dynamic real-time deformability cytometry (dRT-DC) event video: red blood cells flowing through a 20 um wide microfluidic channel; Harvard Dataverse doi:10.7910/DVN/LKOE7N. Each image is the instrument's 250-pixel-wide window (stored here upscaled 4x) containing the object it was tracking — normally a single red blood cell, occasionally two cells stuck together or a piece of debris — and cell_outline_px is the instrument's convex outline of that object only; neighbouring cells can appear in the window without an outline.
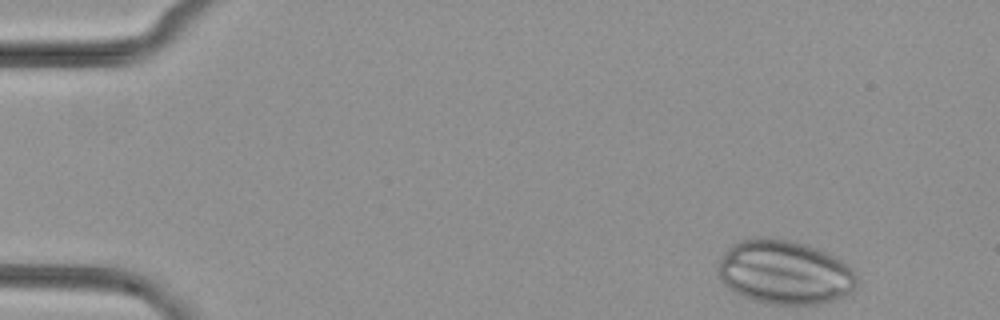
{"species": "common noctule bat (a hibernating species)", "species_latin": "Nyctalus noctula", "temperature_condition": "cold", "stored_images_in_passage": 48, "camera_frame_rate_fps": 3000, "um_per_image_px": 0.085, "animal": {"sex": "female", "body_mass_g": 29.2, "forearm_length_mm": 56.3}, "frame": {"image": 1, "passage_image": 1, "time_ms": 0.0, "image_size_px": [1000, 320], "cell_outline_px": [[856, 288], [852, 292], [844, 296], [820, 304], [772, 304], [756, 300], [744, 296], [728, 288], [720, 280], [716, 272], [716, 264], [724, 252], [732, 244], [740, 240], [752, 236], [768, 236], [788, 240], [804, 244], [828, 252], [848, 264], [856, 272]], "centroid_in_image_um": [66.67, 23.12], "position_along_channel_um": 18.3, "area_um2": 52.42}}
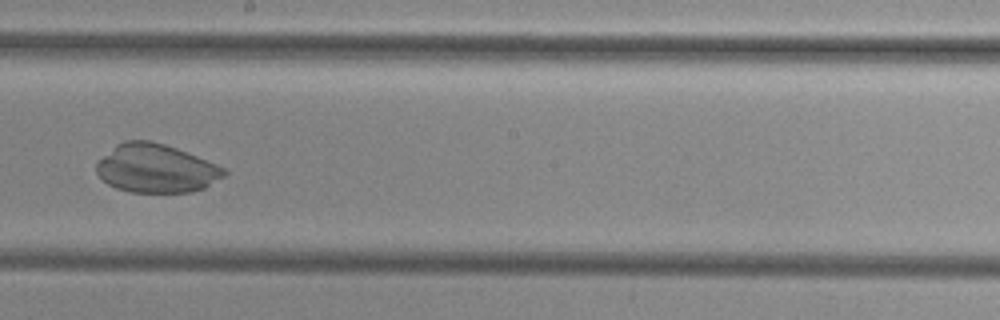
{"frame": {"image": 2, "passage_image": 26, "time_ms": 8.333, "image_size_px": [1000, 320], "cell_outline_px": [[228, 172], [224, 176], [204, 188], [192, 192], [128, 192], [116, 188], [108, 184], [96, 172], [96, 164], [116, 144], [124, 140], [148, 140], [164, 144], [176, 148], [216, 164], [224, 168]], "centroid_in_image_um": [13.26, 14.32], "position_along_channel_um": 234.9, "area_um2": 35.84}}
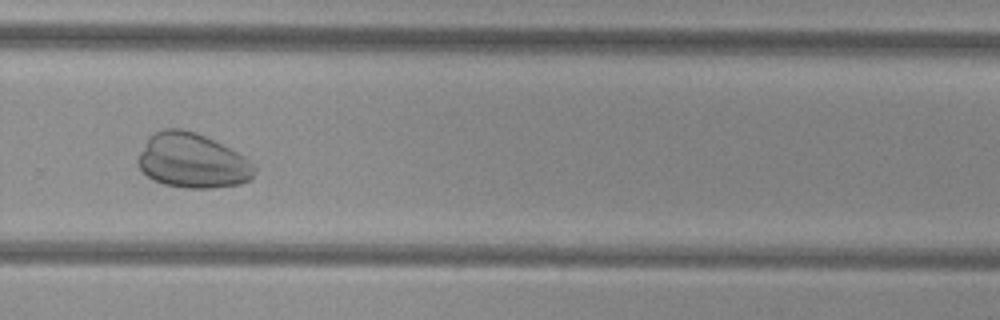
{"frame": {"image": 3, "passage_image": 32, "time_ms": 10.333, "image_size_px": [1000, 320], "cell_outline_px": [[256, 168], [252, 176], [248, 180], [240, 184], [212, 188], [184, 188], [164, 184], [152, 180], [136, 164], [136, 160], [148, 136], [152, 132], [164, 128], [184, 128], [196, 132], [244, 156], [256, 164]], "centroid_in_image_um": [16.31, 13.66], "position_along_channel_um": 313.5, "area_um2": 37.28}}